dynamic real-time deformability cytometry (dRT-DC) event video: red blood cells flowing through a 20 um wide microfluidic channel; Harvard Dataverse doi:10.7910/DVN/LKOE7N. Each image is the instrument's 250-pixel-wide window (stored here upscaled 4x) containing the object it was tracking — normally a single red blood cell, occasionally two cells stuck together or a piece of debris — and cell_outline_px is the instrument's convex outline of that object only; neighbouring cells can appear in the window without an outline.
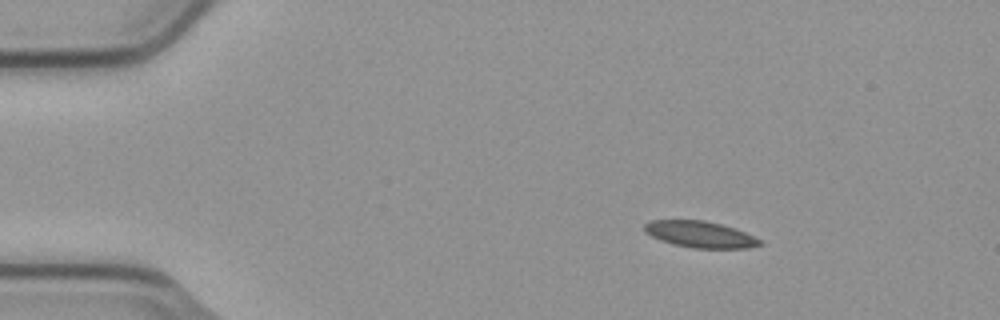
{"species": "common noctule bat (a hibernating species)", "species_latin": "Nyctalus noctula", "temperature_condition": "cold", "stored_images_in_passage": 5, "camera_frame_rate_fps": 3000, "um_per_image_px": 0.085, "animal": {"sex": "male", "body_mass_g": 23.1, "forearm_length_mm": 52.7}, "frame": {"image": 1, "passage_image": 2, "time_ms": 0.333, "image_size_px": [1000, 320], "cell_outline_px": [[764, 244], [748, 248], [692, 248], [672, 244], [660, 240], [644, 232], [644, 224], [652, 220], [704, 220], [736, 228], [760, 240]], "centroid_in_image_um": [59.49, 19.92], "position_along_channel_um": 25.5, "area_um2": 17.74}}